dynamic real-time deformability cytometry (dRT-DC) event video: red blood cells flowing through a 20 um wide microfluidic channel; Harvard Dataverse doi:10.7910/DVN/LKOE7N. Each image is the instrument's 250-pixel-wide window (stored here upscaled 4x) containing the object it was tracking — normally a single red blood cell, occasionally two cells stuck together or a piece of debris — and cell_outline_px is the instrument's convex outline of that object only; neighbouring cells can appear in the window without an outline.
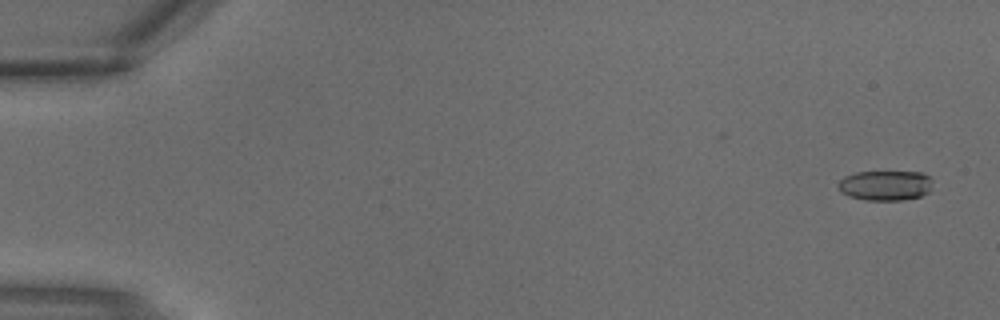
{"species": "common noctule bat (a hibernating species)", "species_latin": "Nyctalus noctula", "temperature_condition": "warm", "stored_images_in_passage": 3, "camera_frame_rate_fps": 3000, "um_per_image_px": 0.085, "animal": {"sex": "male", "body_mass_g": 18.8}, "frame": {"image": 1, "passage_image": 1, "time_ms": 0.0, "image_size_px": [1000, 320], "cell_outline_px": [[932, 180], [928, 192], [920, 196], [904, 200], [868, 200], [848, 196], [840, 192], [836, 184], [844, 176], [856, 172], [924, 172]], "centroid_in_image_um": [75.22, 15.76], "position_along_channel_um": 9.8, "area_um2": 16.59}}
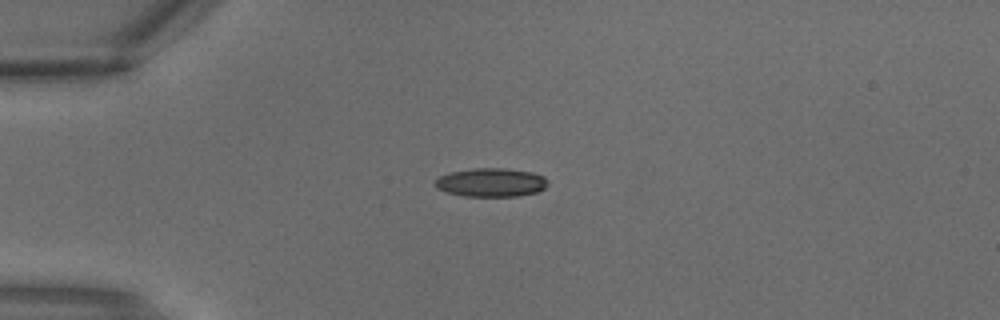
{"frame": {"image": 2, "passage_image": 3, "time_ms": 0.667, "image_size_px": [1000, 320], "cell_outline_px": [[548, 184], [544, 188], [536, 192], [516, 196], [464, 196], [448, 192], [436, 188], [436, 180], [440, 176], [448, 172], [472, 168], [504, 168], [532, 172], [544, 176], [548, 180]], "centroid_in_image_um": [41.75, 15.49], "position_along_channel_um": 43.2, "area_um2": 18.79}}